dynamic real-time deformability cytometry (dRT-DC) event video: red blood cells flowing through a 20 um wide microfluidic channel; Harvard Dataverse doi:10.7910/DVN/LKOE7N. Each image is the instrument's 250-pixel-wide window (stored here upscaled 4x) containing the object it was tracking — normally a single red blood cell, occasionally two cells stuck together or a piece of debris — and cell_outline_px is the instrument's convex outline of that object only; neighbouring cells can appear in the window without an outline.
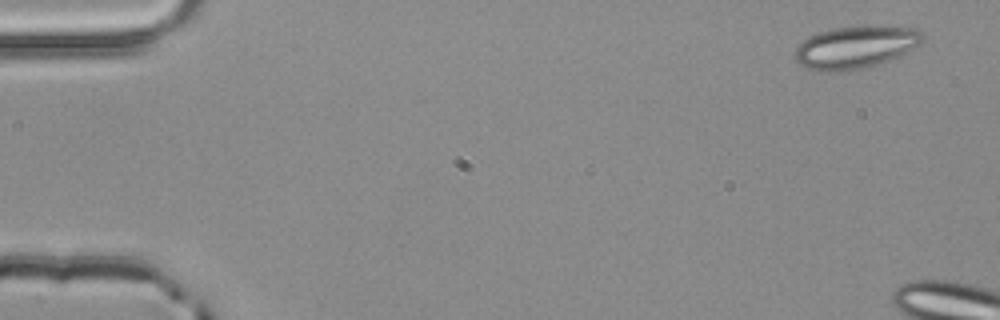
{"species": "common noctule bat (a hibernating species)", "species_latin": "Nyctalus noctula", "temperature_condition": "room temperature", "stored_images_in_passage": 3, "camera_frame_rate_fps": 3000, "um_per_image_px": 0.085, "animal": {"sex": "male", "body_mass_g": 20.4}, "frame": {"image": 1, "passage_image": 1, "time_ms": 0.0, "image_size_px": [1000, 320], "cell_outline_px": [[924, 40], [920, 44], [900, 56], [876, 64], [860, 68], [840, 72], [824, 72], [804, 68], [796, 60], [792, 52], [804, 40], [820, 32], [832, 28], [880, 24], [920, 28], [924, 32]], "centroid_in_image_um": [72.77, 3.98], "position_along_channel_um": 12.2, "area_um2": 32.19}}